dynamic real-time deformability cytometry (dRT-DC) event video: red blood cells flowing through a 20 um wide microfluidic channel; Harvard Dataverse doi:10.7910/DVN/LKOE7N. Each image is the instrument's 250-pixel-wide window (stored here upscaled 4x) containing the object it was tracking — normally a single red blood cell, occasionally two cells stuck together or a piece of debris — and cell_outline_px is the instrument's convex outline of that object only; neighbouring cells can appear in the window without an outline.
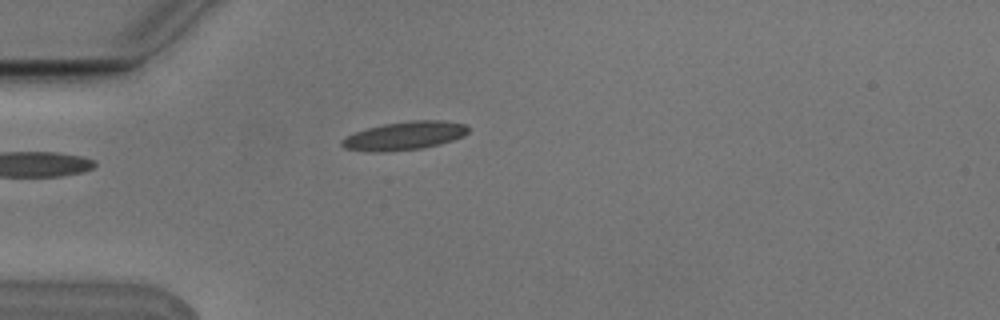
{"species": "Egyptian fruit bat (a non-hibernating species)", "species_latin": "Rousettus aegyptiacus", "temperature_condition": "cold", "stored_images_in_passage": 3, "camera_frame_rate_fps": 3000, "um_per_image_px": 0.085, "animal": {"sex": "male"}, "frame": {"image": 1, "passage_image": 3, "time_ms": 0.667, "image_size_px": [1000, 320], "cell_outline_px": [[468, 132], [464, 136], [440, 144], [424, 148], [384, 152], [368, 152], [344, 148], [340, 144], [340, 140], [356, 132], [368, 128], [384, 124], [412, 120], [440, 120], [464, 124], [468, 128]], "centroid_in_image_um": [34.37, 11.55], "position_along_channel_um": 50.6, "area_um2": 20.87}}